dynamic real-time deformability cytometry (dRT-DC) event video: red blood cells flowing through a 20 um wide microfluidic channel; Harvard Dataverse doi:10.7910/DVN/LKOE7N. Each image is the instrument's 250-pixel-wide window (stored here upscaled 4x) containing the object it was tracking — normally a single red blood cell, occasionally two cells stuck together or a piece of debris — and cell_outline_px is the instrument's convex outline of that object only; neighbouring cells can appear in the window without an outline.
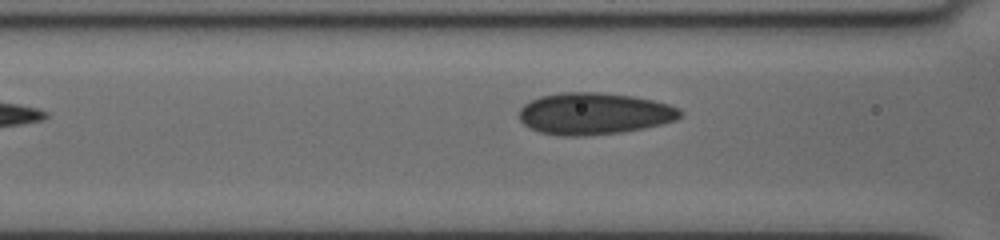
{"species": "human", "species_latin": "Homo sapiens", "temperature_condition": "cold", "stored_images_in_passage": 8, "segment_of_instrument_passage": [2, 2], "camera_frame_rate_fps": 3000, "um_per_image_px": 0.085, "donor": {"sex": "female"}, "frame": {"image": 1, "passage_image": 8, "time_ms": 6.0, "image_size_px": [1000, 240], "cell_outline_px": [[680, 116], [676, 120], [644, 128], [620, 132], [584, 136], [560, 136], [540, 132], [524, 124], [520, 120], [520, 108], [524, 104], [540, 96], [560, 92], [600, 92], [632, 96], [652, 100], [668, 104], [680, 108]], "centroid_in_image_um": [50.49, 9.65], "position_along_channel_um": 116.1, "area_um2": 39.07}}